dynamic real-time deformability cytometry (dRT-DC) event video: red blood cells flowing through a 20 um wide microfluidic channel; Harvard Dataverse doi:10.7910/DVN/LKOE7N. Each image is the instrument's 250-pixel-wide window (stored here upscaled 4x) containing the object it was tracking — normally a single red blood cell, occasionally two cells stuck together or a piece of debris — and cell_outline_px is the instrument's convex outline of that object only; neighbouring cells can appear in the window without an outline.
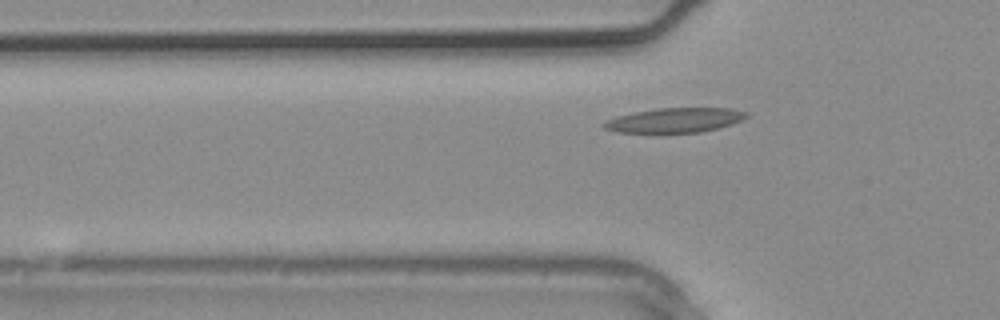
{"species": "common noctule bat (a hibernating species)", "species_latin": "Nyctalus noctula", "temperature_condition": "warm", "stored_images_in_passage": 3, "camera_frame_rate_fps": 3000, "um_per_image_px": 0.085, "animal": {"sex": "male", "body_mass_g": 20.4}, "frame": {"image": 1, "passage_image": 3, "time_ms": 0.667, "image_size_px": [1000, 320], "cell_outline_px": [[748, 116], [732, 124], [700, 132], [616, 132], [604, 128], [600, 124], [604, 120], [616, 116], [656, 108], [732, 108], [748, 112]], "centroid_in_image_um": [57.32, 10.21], "position_along_channel_um": 68.5, "area_um2": 20.35}}